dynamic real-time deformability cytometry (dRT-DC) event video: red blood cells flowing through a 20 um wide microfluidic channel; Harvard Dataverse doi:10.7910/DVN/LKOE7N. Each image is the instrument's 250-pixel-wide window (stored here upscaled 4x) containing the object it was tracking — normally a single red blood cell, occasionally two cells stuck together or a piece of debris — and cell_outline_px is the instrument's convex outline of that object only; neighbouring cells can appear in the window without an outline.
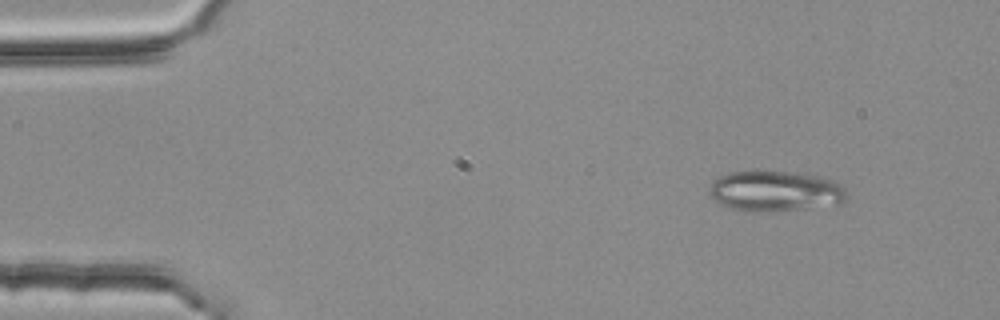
{"species": "common noctule bat (a hibernating species)", "species_latin": "Nyctalus noctula", "temperature_condition": "room temperature", "stored_images_in_passage": 4, "camera_frame_rate_fps": 3000, "um_per_image_px": 0.085, "animal": {"sex": "female", "body_mass_g": 25.1}, "frame": {"image": 1, "passage_image": 2, "time_ms": 0.333, "image_size_px": [1000, 320], "cell_outline_px": [[848, 200], [840, 204], [768, 212], [748, 212], [728, 208], [720, 204], [708, 192], [708, 188], [712, 180], [728, 172], [796, 172], [824, 176], [840, 184], [844, 188], [848, 196]], "centroid_in_image_um": [65.91, 16.25], "position_along_channel_um": 19.1, "area_um2": 32.83}}